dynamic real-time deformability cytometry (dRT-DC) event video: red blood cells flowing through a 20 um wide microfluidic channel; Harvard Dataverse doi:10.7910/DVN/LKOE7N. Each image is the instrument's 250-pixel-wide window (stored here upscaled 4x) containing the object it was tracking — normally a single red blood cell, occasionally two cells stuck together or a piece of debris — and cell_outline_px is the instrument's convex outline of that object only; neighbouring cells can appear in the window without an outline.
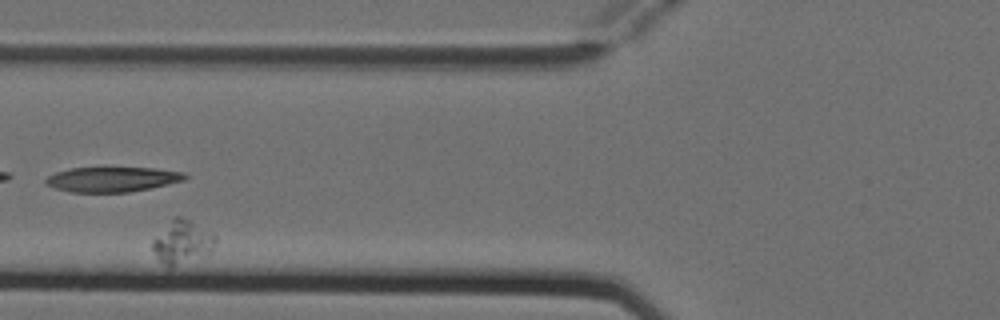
{"species": "Egyptian fruit bat (a non-hibernating species)", "species_latin": "Rousettus aegyptiacus", "temperature_condition": "cold", "stored_images_in_passage": 6, "camera_frame_rate_fps": 3000, "um_per_image_px": 0.085, "animal": {"sex": "female"}, "frame": {"image": 1, "passage_image": 5, "time_ms": 1.333, "image_size_px": [1000, 320], "cell_outline_px": [[216, 240], [212, 252], [172, 268], [168, 268], [156, 256], [152, 248], [152, 240], [172, 216], [180, 216], [192, 220], [212, 232], [216, 236]], "centroid_in_image_um": [15.49, 20.55], "position_along_channel_um": 110.3, "area_um2": 16.24}}